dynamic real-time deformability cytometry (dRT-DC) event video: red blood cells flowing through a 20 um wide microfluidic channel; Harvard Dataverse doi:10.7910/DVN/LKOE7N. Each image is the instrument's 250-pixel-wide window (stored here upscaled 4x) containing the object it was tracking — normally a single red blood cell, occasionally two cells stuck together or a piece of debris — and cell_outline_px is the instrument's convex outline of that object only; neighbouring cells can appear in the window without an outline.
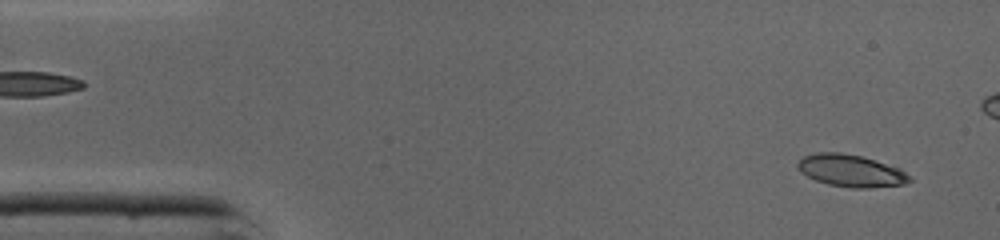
{"species": "common noctule bat (a hibernating species)", "species_latin": "Nyctalus noctula", "temperature_condition": "cold", "stored_images_in_passage": 7, "camera_frame_rate_fps": 3000, "um_per_image_px": 0.085, "animal": {"sex": "male", "body_mass_g": 19.0, "forearm_length_mm": 50.8}, "frame": {"image": 1, "passage_image": 2, "time_ms": 0.333, "image_size_px": [1000, 240], "cell_outline_px": [[912, 180], [904, 184], [868, 188], [852, 188], [828, 184], [816, 180], [800, 172], [796, 168], [796, 164], [804, 156], [816, 152], [840, 152], [860, 156], [900, 168], [912, 176]], "centroid_in_image_um": [72.33, 14.51], "position_along_channel_um": 12.7, "area_um2": 20.98}}